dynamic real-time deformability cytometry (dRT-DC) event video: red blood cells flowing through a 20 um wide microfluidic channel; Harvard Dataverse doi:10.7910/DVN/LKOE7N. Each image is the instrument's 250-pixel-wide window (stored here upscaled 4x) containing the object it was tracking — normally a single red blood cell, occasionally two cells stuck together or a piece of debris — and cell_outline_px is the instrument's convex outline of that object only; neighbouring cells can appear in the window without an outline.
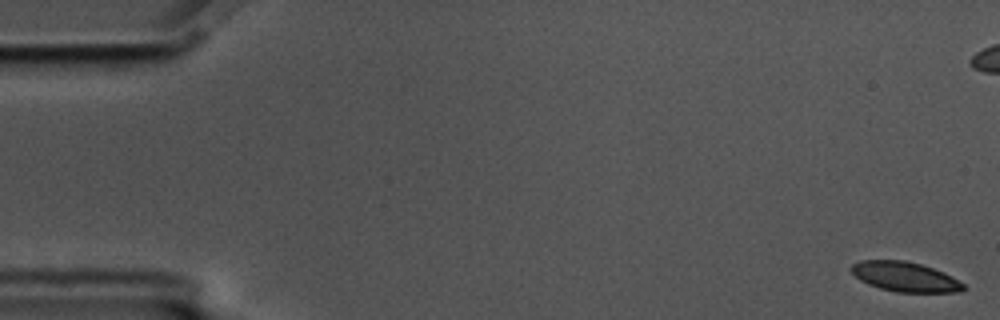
{"species": "common noctule bat (a hibernating species)", "species_latin": "Nyctalus noctula", "temperature_condition": "cold", "stored_images_in_passage": 60, "camera_frame_rate_fps": 3000, "um_per_image_px": 0.085, "animal": {"sex": "male", "body_mass_g": 17.5, "forearm_length_mm": 52.3}, "frame": {"image": 1, "passage_image": 1, "time_ms": 0.0, "image_size_px": [1000, 320], "cell_outline_px": [[964, 288], [960, 292], [896, 292], [880, 288], [868, 284], [860, 280], [848, 268], [852, 264], [860, 260], [904, 260], [920, 264], [932, 268], [952, 276], [964, 284]], "centroid_in_image_um": [76.89, 23.52], "position_along_channel_um": 8.1, "area_um2": 19.36}}
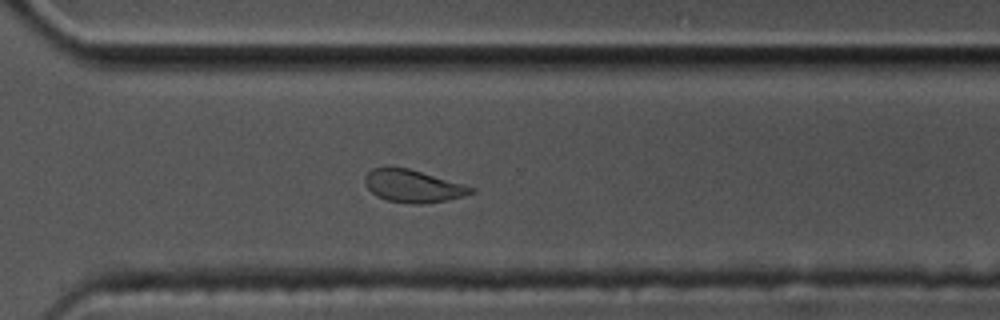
{"frame": {"image": 2, "passage_image": 42, "time_ms": 13.667, "image_size_px": [1000, 320], "cell_outline_px": [[476, 188], [472, 192], [464, 196], [444, 200], [420, 204], [388, 200], [376, 196], [364, 184], [364, 176], [372, 168], [408, 168], [464, 184]], "centroid_in_image_um": [35.09, 15.81], "position_along_channel_um": 335.5, "area_um2": 19.71}}
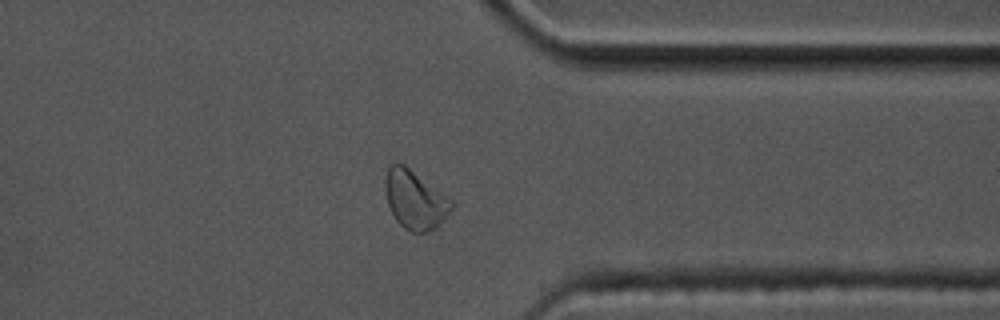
{"frame": {"image": 3, "passage_image": 46, "time_ms": 15.0, "image_size_px": [1000, 320], "cell_outline_px": [[456, 204], [436, 228], [428, 232], [412, 232], [404, 228], [396, 220], [388, 204], [384, 188], [384, 180], [388, 168], [392, 164], [404, 164], [448, 196]], "centroid_in_image_um": [35.28, 16.98], "position_along_channel_um": 376.1, "area_um2": 22.66}, "authors_computed_cell_mechanics": {"area_um2": 21.0392, "velocity_mm_per_s": 3.4181, "shape_relaxation_time_tau1_ms": 3.9224, "shape_relaxation_time_tau2_ms": 3.0706, "deformation_change_tau1": 0.1047, "deformation_change_tau2": 0.0772}}